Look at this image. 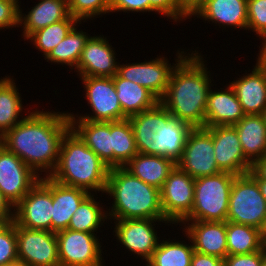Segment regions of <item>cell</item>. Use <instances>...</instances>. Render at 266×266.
<instances>
[{"mask_svg":"<svg viewBox=\"0 0 266 266\" xmlns=\"http://www.w3.org/2000/svg\"><path fill=\"white\" fill-rule=\"evenodd\" d=\"M4 266H23L20 262L12 263L9 265H4Z\"/></svg>","mask_w":266,"mask_h":266,"instance_id":"f907efd6","label":"cell"},{"mask_svg":"<svg viewBox=\"0 0 266 266\" xmlns=\"http://www.w3.org/2000/svg\"><path fill=\"white\" fill-rule=\"evenodd\" d=\"M90 194L83 189L66 186L52 179L51 231L57 233L68 229L73 214Z\"/></svg>","mask_w":266,"mask_h":266,"instance_id":"cb8c5ba5","label":"cell"},{"mask_svg":"<svg viewBox=\"0 0 266 266\" xmlns=\"http://www.w3.org/2000/svg\"><path fill=\"white\" fill-rule=\"evenodd\" d=\"M263 238H264V242L266 244V225H265V228L263 230Z\"/></svg>","mask_w":266,"mask_h":266,"instance_id":"f5cc1de1","label":"cell"},{"mask_svg":"<svg viewBox=\"0 0 266 266\" xmlns=\"http://www.w3.org/2000/svg\"><path fill=\"white\" fill-rule=\"evenodd\" d=\"M111 47L104 37H89L76 68L80 77H114L119 65Z\"/></svg>","mask_w":266,"mask_h":266,"instance_id":"ac0fdd59","label":"cell"},{"mask_svg":"<svg viewBox=\"0 0 266 266\" xmlns=\"http://www.w3.org/2000/svg\"><path fill=\"white\" fill-rule=\"evenodd\" d=\"M111 0H68L69 13L79 22L102 13H110Z\"/></svg>","mask_w":266,"mask_h":266,"instance_id":"d590c367","label":"cell"},{"mask_svg":"<svg viewBox=\"0 0 266 266\" xmlns=\"http://www.w3.org/2000/svg\"><path fill=\"white\" fill-rule=\"evenodd\" d=\"M194 252L193 244L163 240L147 262L151 266H191Z\"/></svg>","mask_w":266,"mask_h":266,"instance_id":"1f68e13d","label":"cell"},{"mask_svg":"<svg viewBox=\"0 0 266 266\" xmlns=\"http://www.w3.org/2000/svg\"><path fill=\"white\" fill-rule=\"evenodd\" d=\"M150 12L149 0H111L110 12Z\"/></svg>","mask_w":266,"mask_h":266,"instance_id":"b9f144b4","label":"cell"},{"mask_svg":"<svg viewBox=\"0 0 266 266\" xmlns=\"http://www.w3.org/2000/svg\"><path fill=\"white\" fill-rule=\"evenodd\" d=\"M266 256V246L249 254L227 255L223 261L224 266H261L262 259Z\"/></svg>","mask_w":266,"mask_h":266,"instance_id":"60d3db41","label":"cell"},{"mask_svg":"<svg viewBox=\"0 0 266 266\" xmlns=\"http://www.w3.org/2000/svg\"><path fill=\"white\" fill-rule=\"evenodd\" d=\"M261 115L263 116V119H264V122H265V125H266V108L264 109V111L262 112Z\"/></svg>","mask_w":266,"mask_h":266,"instance_id":"816d5d0a","label":"cell"},{"mask_svg":"<svg viewBox=\"0 0 266 266\" xmlns=\"http://www.w3.org/2000/svg\"><path fill=\"white\" fill-rule=\"evenodd\" d=\"M245 115L262 114L266 108V61L259 55L252 73L230 83Z\"/></svg>","mask_w":266,"mask_h":266,"instance_id":"d6986e66","label":"cell"},{"mask_svg":"<svg viewBox=\"0 0 266 266\" xmlns=\"http://www.w3.org/2000/svg\"><path fill=\"white\" fill-rule=\"evenodd\" d=\"M92 194H90L77 208L73 214L71 221L68 225V229L74 231H82L87 233H93L97 231L101 221L107 219V213L102 212L103 208L98 207ZM105 213V214H104Z\"/></svg>","mask_w":266,"mask_h":266,"instance_id":"e575fe53","label":"cell"},{"mask_svg":"<svg viewBox=\"0 0 266 266\" xmlns=\"http://www.w3.org/2000/svg\"><path fill=\"white\" fill-rule=\"evenodd\" d=\"M195 179L177 165L160 189V201L166 222L180 223L191 212Z\"/></svg>","mask_w":266,"mask_h":266,"instance_id":"8fae6325","label":"cell"},{"mask_svg":"<svg viewBox=\"0 0 266 266\" xmlns=\"http://www.w3.org/2000/svg\"><path fill=\"white\" fill-rule=\"evenodd\" d=\"M167 59L161 57L149 62L132 63L118 66V74L134 83L145 87L159 100L163 97L168 87L172 70Z\"/></svg>","mask_w":266,"mask_h":266,"instance_id":"e0dca14e","label":"cell"},{"mask_svg":"<svg viewBox=\"0 0 266 266\" xmlns=\"http://www.w3.org/2000/svg\"><path fill=\"white\" fill-rule=\"evenodd\" d=\"M138 153L163 156L177 163L193 127L172 117L159 102L155 107L128 118Z\"/></svg>","mask_w":266,"mask_h":266,"instance_id":"3957f363","label":"cell"},{"mask_svg":"<svg viewBox=\"0 0 266 266\" xmlns=\"http://www.w3.org/2000/svg\"><path fill=\"white\" fill-rule=\"evenodd\" d=\"M259 54L266 61V42L262 45V49H260Z\"/></svg>","mask_w":266,"mask_h":266,"instance_id":"681fc988","label":"cell"},{"mask_svg":"<svg viewBox=\"0 0 266 266\" xmlns=\"http://www.w3.org/2000/svg\"><path fill=\"white\" fill-rule=\"evenodd\" d=\"M245 116L233 88L209 90L205 111V127L235 125Z\"/></svg>","mask_w":266,"mask_h":266,"instance_id":"7402d4cb","label":"cell"},{"mask_svg":"<svg viewBox=\"0 0 266 266\" xmlns=\"http://www.w3.org/2000/svg\"><path fill=\"white\" fill-rule=\"evenodd\" d=\"M226 242L228 255L249 254L266 246L262 230L230 221H226Z\"/></svg>","mask_w":266,"mask_h":266,"instance_id":"f1b7e54d","label":"cell"},{"mask_svg":"<svg viewBox=\"0 0 266 266\" xmlns=\"http://www.w3.org/2000/svg\"><path fill=\"white\" fill-rule=\"evenodd\" d=\"M206 20L247 29V0H204L191 13Z\"/></svg>","mask_w":266,"mask_h":266,"instance_id":"603a6c76","label":"cell"},{"mask_svg":"<svg viewBox=\"0 0 266 266\" xmlns=\"http://www.w3.org/2000/svg\"><path fill=\"white\" fill-rule=\"evenodd\" d=\"M247 29L266 42V0H247Z\"/></svg>","mask_w":266,"mask_h":266,"instance_id":"74e56055","label":"cell"},{"mask_svg":"<svg viewBox=\"0 0 266 266\" xmlns=\"http://www.w3.org/2000/svg\"><path fill=\"white\" fill-rule=\"evenodd\" d=\"M77 22L79 21L76 18L69 15L64 20L33 32L27 39H31L32 42L34 41L35 48L42 51L46 57L67 36L72 28L76 26Z\"/></svg>","mask_w":266,"mask_h":266,"instance_id":"836d02e7","label":"cell"},{"mask_svg":"<svg viewBox=\"0 0 266 266\" xmlns=\"http://www.w3.org/2000/svg\"><path fill=\"white\" fill-rule=\"evenodd\" d=\"M12 206L4 198L0 191V219H13L14 213L11 212Z\"/></svg>","mask_w":266,"mask_h":266,"instance_id":"f6af8a7d","label":"cell"},{"mask_svg":"<svg viewBox=\"0 0 266 266\" xmlns=\"http://www.w3.org/2000/svg\"><path fill=\"white\" fill-rule=\"evenodd\" d=\"M176 165L194 179L222 172L215 159L212 134L207 128L196 127L191 130L182 158Z\"/></svg>","mask_w":266,"mask_h":266,"instance_id":"30bf717a","label":"cell"},{"mask_svg":"<svg viewBox=\"0 0 266 266\" xmlns=\"http://www.w3.org/2000/svg\"><path fill=\"white\" fill-rule=\"evenodd\" d=\"M95 233L62 230L56 233L60 266H103Z\"/></svg>","mask_w":266,"mask_h":266,"instance_id":"7c38bea8","label":"cell"},{"mask_svg":"<svg viewBox=\"0 0 266 266\" xmlns=\"http://www.w3.org/2000/svg\"><path fill=\"white\" fill-rule=\"evenodd\" d=\"M105 193L114 198L107 214L116 220H165L160 190L133 176L124 167L109 169Z\"/></svg>","mask_w":266,"mask_h":266,"instance_id":"277c9868","label":"cell"},{"mask_svg":"<svg viewBox=\"0 0 266 266\" xmlns=\"http://www.w3.org/2000/svg\"><path fill=\"white\" fill-rule=\"evenodd\" d=\"M186 235L198 253L224 259L228 255L226 221H192L187 223Z\"/></svg>","mask_w":266,"mask_h":266,"instance_id":"ffe728a7","label":"cell"},{"mask_svg":"<svg viewBox=\"0 0 266 266\" xmlns=\"http://www.w3.org/2000/svg\"><path fill=\"white\" fill-rule=\"evenodd\" d=\"M178 52L175 68L165 94L159 102L172 117L186 122L193 128L205 127V111L211 79L198 53L191 56ZM185 56V57H184Z\"/></svg>","mask_w":266,"mask_h":266,"instance_id":"7a4b0ae2","label":"cell"},{"mask_svg":"<svg viewBox=\"0 0 266 266\" xmlns=\"http://www.w3.org/2000/svg\"><path fill=\"white\" fill-rule=\"evenodd\" d=\"M156 221L166 220H154V219H126L117 220L114 229L115 236L118 237L120 243H122L126 249L135 254L140 255L148 261L154 250L158 247L159 239L152 223ZM158 240V241H157Z\"/></svg>","mask_w":266,"mask_h":266,"instance_id":"2e32d148","label":"cell"},{"mask_svg":"<svg viewBox=\"0 0 266 266\" xmlns=\"http://www.w3.org/2000/svg\"><path fill=\"white\" fill-rule=\"evenodd\" d=\"M261 266H266V256L262 259Z\"/></svg>","mask_w":266,"mask_h":266,"instance_id":"db71d44e","label":"cell"},{"mask_svg":"<svg viewBox=\"0 0 266 266\" xmlns=\"http://www.w3.org/2000/svg\"><path fill=\"white\" fill-rule=\"evenodd\" d=\"M213 137L215 159L222 172L249 173L252 164L245 158L237 130L232 125L205 127Z\"/></svg>","mask_w":266,"mask_h":266,"instance_id":"9a60e30c","label":"cell"},{"mask_svg":"<svg viewBox=\"0 0 266 266\" xmlns=\"http://www.w3.org/2000/svg\"><path fill=\"white\" fill-rule=\"evenodd\" d=\"M13 219H0V231L9 223L12 222Z\"/></svg>","mask_w":266,"mask_h":266,"instance_id":"c3c4849f","label":"cell"},{"mask_svg":"<svg viewBox=\"0 0 266 266\" xmlns=\"http://www.w3.org/2000/svg\"><path fill=\"white\" fill-rule=\"evenodd\" d=\"M19 262L15 221L9 222L0 231V266Z\"/></svg>","mask_w":266,"mask_h":266,"instance_id":"8d00e7d4","label":"cell"},{"mask_svg":"<svg viewBox=\"0 0 266 266\" xmlns=\"http://www.w3.org/2000/svg\"><path fill=\"white\" fill-rule=\"evenodd\" d=\"M69 120L71 129L80 139L93 150L109 168H113L111 122L77 120L75 116L70 113Z\"/></svg>","mask_w":266,"mask_h":266,"instance_id":"44dd1931","label":"cell"},{"mask_svg":"<svg viewBox=\"0 0 266 266\" xmlns=\"http://www.w3.org/2000/svg\"><path fill=\"white\" fill-rule=\"evenodd\" d=\"M18 0H0V29L19 25Z\"/></svg>","mask_w":266,"mask_h":266,"instance_id":"ab89813d","label":"cell"},{"mask_svg":"<svg viewBox=\"0 0 266 266\" xmlns=\"http://www.w3.org/2000/svg\"><path fill=\"white\" fill-rule=\"evenodd\" d=\"M191 266H224V261L221 258L194 252Z\"/></svg>","mask_w":266,"mask_h":266,"instance_id":"7bdbcfd3","label":"cell"},{"mask_svg":"<svg viewBox=\"0 0 266 266\" xmlns=\"http://www.w3.org/2000/svg\"><path fill=\"white\" fill-rule=\"evenodd\" d=\"M109 167L70 129L64 136L59 159L49 176L56 182L83 189L105 192ZM90 189V190H89Z\"/></svg>","mask_w":266,"mask_h":266,"instance_id":"5b68a950","label":"cell"},{"mask_svg":"<svg viewBox=\"0 0 266 266\" xmlns=\"http://www.w3.org/2000/svg\"><path fill=\"white\" fill-rule=\"evenodd\" d=\"M70 129L69 114L37 110L22 117L0 138V144L38 176L39 170L46 174L50 171L46 175L50 176L57 166L62 140Z\"/></svg>","mask_w":266,"mask_h":266,"instance_id":"6da1fadb","label":"cell"},{"mask_svg":"<svg viewBox=\"0 0 266 266\" xmlns=\"http://www.w3.org/2000/svg\"><path fill=\"white\" fill-rule=\"evenodd\" d=\"M175 166L176 163L170 158L137 153L124 168L133 176L160 190Z\"/></svg>","mask_w":266,"mask_h":266,"instance_id":"484cf974","label":"cell"},{"mask_svg":"<svg viewBox=\"0 0 266 266\" xmlns=\"http://www.w3.org/2000/svg\"><path fill=\"white\" fill-rule=\"evenodd\" d=\"M70 15L68 0H41L25 17L19 10V26L23 23V36L27 39L48 25L66 19Z\"/></svg>","mask_w":266,"mask_h":266,"instance_id":"4316f807","label":"cell"},{"mask_svg":"<svg viewBox=\"0 0 266 266\" xmlns=\"http://www.w3.org/2000/svg\"><path fill=\"white\" fill-rule=\"evenodd\" d=\"M249 174L255 180H266V155L252 165Z\"/></svg>","mask_w":266,"mask_h":266,"instance_id":"ee69618b","label":"cell"},{"mask_svg":"<svg viewBox=\"0 0 266 266\" xmlns=\"http://www.w3.org/2000/svg\"><path fill=\"white\" fill-rule=\"evenodd\" d=\"M86 89V100L93 114L78 119L93 122H115L128 119L122 112L113 77H81Z\"/></svg>","mask_w":266,"mask_h":266,"instance_id":"5bb4252c","label":"cell"},{"mask_svg":"<svg viewBox=\"0 0 266 266\" xmlns=\"http://www.w3.org/2000/svg\"><path fill=\"white\" fill-rule=\"evenodd\" d=\"M235 174L220 172L202 176L194 182V201L190 214L181 222L227 220L228 204Z\"/></svg>","mask_w":266,"mask_h":266,"instance_id":"8992f818","label":"cell"},{"mask_svg":"<svg viewBox=\"0 0 266 266\" xmlns=\"http://www.w3.org/2000/svg\"><path fill=\"white\" fill-rule=\"evenodd\" d=\"M88 38L89 36H87L86 32H78L74 26L67 36L50 51L45 60L48 59L53 63H64L77 68L82 50Z\"/></svg>","mask_w":266,"mask_h":266,"instance_id":"d6a6232c","label":"cell"},{"mask_svg":"<svg viewBox=\"0 0 266 266\" xmlns=\"http://www.w3.org/2000/svg\"><path fill=\"white\" fill-rule=\"evenodd\" d=\"M264 230L266 225V200L261 195L258 182L249 174L236 175L228 204L227 220Z\"/></svg>","mask_w":266,"mask_h":266,"instance_id":"52a82bcc","label":"cell"},{"mask_svg":"<svg viewBox=\"0 0 266 266\" xmlns=\"http://www.w3.org/2000/svg\"><path fill=\"white\" fill-rule=\"evenodd\" d=\"M17 255L23 266H60L56 233L27 229L15 222Z\"/></svg>","mask_w":266,"mask_h":266,"instance_id":"9c48e42d","label":"cell"},{"mask_svg":"<svg viewBox=\"0 0 266 266\" xmlns=\"http://www.w3.org/2000/svg\"><path fill=\"white\" fill-rule=\"evenodd\" d=\"M258 182L260 191H261V195L264 197V199L266 200V180H256Z\"/></svg>","mask_w":266,"mask_h":266,"instance_id":"7dc6e473","label":"cell"},{"mask_svg":"<svg viewBox=\"0 0 266 266\" xmlns=\"http://www.w3.org/2000/svg\"><path fill=\"white\" fill-rule=\"evenodd\" d=\"M40 180L16 154L0 144V191L15 207Z\"/></svg>","mask_w":266,"mask_h":266,"instance_id":"4fadbf2b","label":"cell"},{"mask_svg":"<svg viewBox=\"0 0 266 266\" xmlns=\"http://www.w3.org/2000/svg\"><path fill=\"white\" fill-rule=\"evenodd\" d=\"M52 203V179L49 176L40 177V180L14 207L13 220L27 229L51 231Z\"/></svg>","mask_w":266,"mask_h":266,"instance_id":"ba28073f","label":"cell"},{"mask_svg":"<svg viewBox=\"0 0 266 266\" xmlns=\"http://www.w3.org/2000/svg\"><path fill=\"white\" fill-rule=\"evenodd\" d=\"M13 81L10 77L0 80V138L21 121L22 99Z\"/></svg>","mask_w":266,"mask_h":266,"instance_id":"f546056e","label":"cell"},{"mask_svg":"<svg viewBox=\"0 0 266 266\" xmlns=\"http://www.w3.org/2000/svg\"><path fill=\"white\" fill-rule=\"evenodd\" d=\"M113 81L122 112L127 118L149 110L159 103V99L148 89L122 78L118 73L113 77Z\"/></svg>","mask_w":266,"mask_h":266,"instance_id":"83f0119b","label":"cell"},{"mask_svg":"<svg viewBox=\"0 0 266 266\" xmlns=\"http://www.w3.org/2000/svg\"><path fill=\"white\" fill-rule=\"evenodd\" d=\"M233 126L245 158L252 165L266 155V125L261 114L245 115Z\"/></svg>","mask_w":266,"mask_h":266,"instance_id":"d4e9b609","label":"cell"},{"mask_svg":"<svg viewBox=\"0 0 266 266\" xmlns=\"http://www.w3.org/2000/svg\"><path fill=\"white\" fill-rule=\"evenodd\" d=\"M149 2L150 11H157L175 21L183 17H190V13L184 8L182 0H149Z\"/></svg>","mask_w":266,"mask_h":266,"instance_id":"f35d334b","label":"cell"},{"mask_svg":"<svg viewBox=\"0 0 266 266\" xmlns=\"http://www.w3.org/2000/svg\"><path fill=\"white\" fill-rule=\"evenodd\" d=\"M111 142L113 168L124 167L138 153L129 119L111 122Z\"/></svg>","mask_w":266,"mask_h":266,"instance_id":"4dcf8cb0","label":"cell"},{"mask_svg":"<svg viewBox=\"0 0 266 266\" xmlns=\"http://www.w3.org/2000/svg\"><path fill=\"white\" fill-rule=\"evenodd\" d=\"M204 0H182L184 8L191 13Z\"/></svg>","mask_w":266,"mask_h":266,"instance_id":"bcb514c9","label":"cell"}]
</instances>
